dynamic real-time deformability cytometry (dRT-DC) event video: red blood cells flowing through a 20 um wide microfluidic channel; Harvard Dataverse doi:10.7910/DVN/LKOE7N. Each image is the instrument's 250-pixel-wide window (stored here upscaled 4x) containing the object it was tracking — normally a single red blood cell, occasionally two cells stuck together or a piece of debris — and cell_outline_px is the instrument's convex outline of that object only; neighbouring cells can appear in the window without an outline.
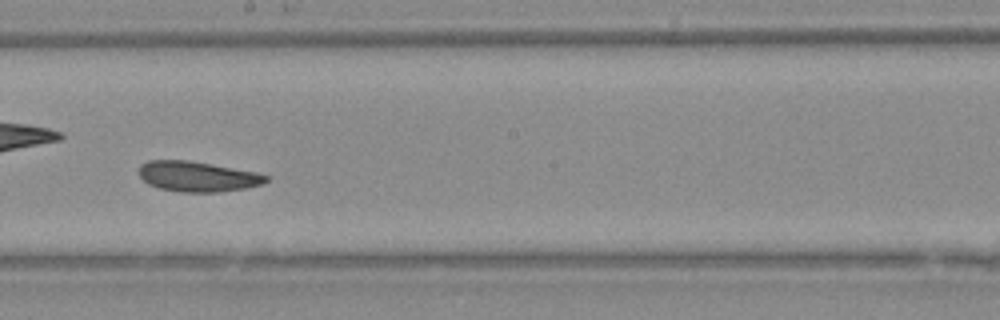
{"species": "Egyptian fruit bat (a non-hibernating species)", "species_latin": "Rousettus aegyptiacus", "temperature_condition": "warm", "stored_images_in_passage": 41, "camera_frame_rate_fps": 3000, "um_per_image_px": 0.085, "animal": {"sex": "female"}, "frame": {"image": 1, "passage_image": 24, "time_ms": 7.667, "image_size_px": [1000, 320], "cell_outline_px": [[272, 176], [264, 184], [248, 188], [216, 192], [180, 192], [160, 188], [148, 184], [140, 176], [140, 164], [148, 160], [188, 160], [256, 172]], "centroid_in_image_um": [16.83, 15.0], "position_along_channel_um": 231.4, "area_um2": 22.48}}
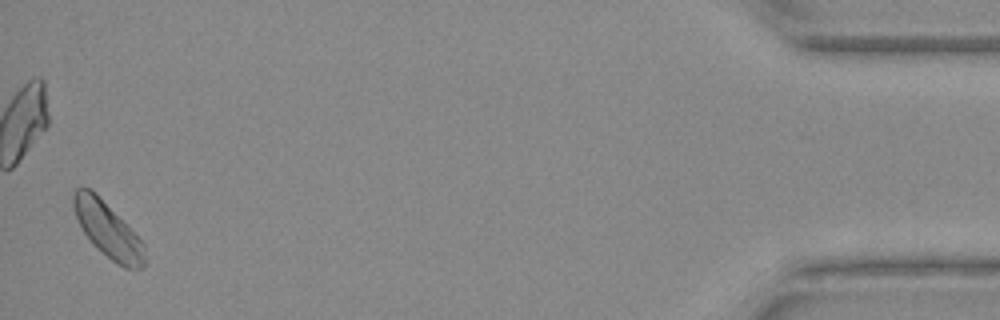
{"frame": {"image": 2, "passage_image": 41, "time_ms": 13.333, "image_size_px": [1000, 320], "cell_outline_px": [[144, 264], [140, 268], [124, 268], [116, 264], [96, 248], [92, 244], [84, 232], [76, 216], [72, 204], [72, 192], [76, 188], [88, 188], [144, 244]], "centroid_in_image_um": [9.11, 19.59], "position_along_channel_um": 426.1, "area_um2": 21.73}}